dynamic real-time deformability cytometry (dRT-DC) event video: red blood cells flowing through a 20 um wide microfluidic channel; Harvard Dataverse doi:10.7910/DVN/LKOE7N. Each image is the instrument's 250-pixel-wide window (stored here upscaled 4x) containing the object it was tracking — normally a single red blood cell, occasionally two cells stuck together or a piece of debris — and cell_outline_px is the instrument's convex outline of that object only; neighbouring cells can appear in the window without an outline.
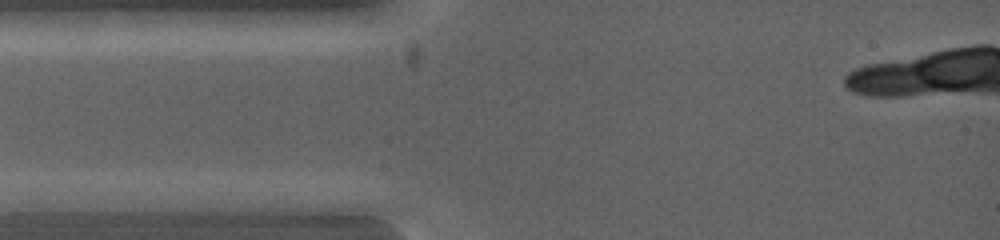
{"species": "common noctule bat (a hibernating species)", "species_latin": "Nyctalus noctula", "temperature_condition": "warm", "stored_images_in_passage": 6, "segment_of_instrument_passage": [1, 2], "camera_frame_rate_fps": 5000, "um_per_image_px": 0.085, "animal": {"sex": "female", "body_mass_g": 19.0, "forearm_length_mm": 53.3}, "frame": {"image": 1, "passage_image": 3, "time_ms": 0.8, "image_size_px": [1000, 240], "cell_outline_px": [[120, 200], [96, 212], [16, 212], [12, 200], [56, 192], [100, 192]], "centroid_in_image_um": [5.5, 17.21], "position_along_channel_um": 79.5, "area_um2": 12.54}}